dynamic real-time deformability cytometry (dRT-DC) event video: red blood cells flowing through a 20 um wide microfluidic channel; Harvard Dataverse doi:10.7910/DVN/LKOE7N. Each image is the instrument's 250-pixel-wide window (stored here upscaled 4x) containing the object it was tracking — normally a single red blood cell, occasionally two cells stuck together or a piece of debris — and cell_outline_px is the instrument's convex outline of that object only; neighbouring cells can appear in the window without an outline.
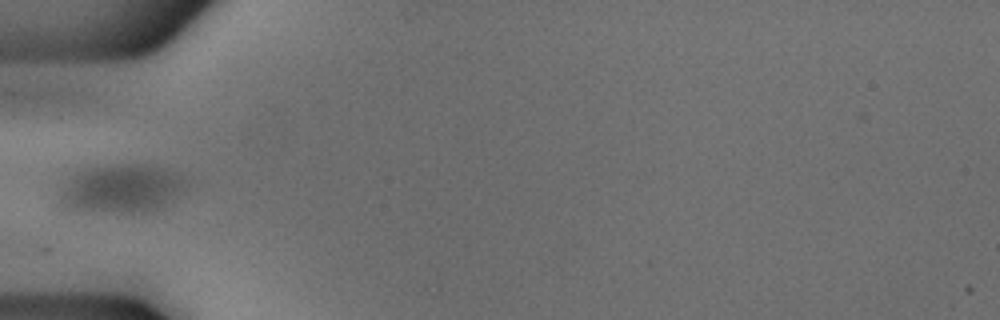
{"species": "common noctule bat (a hibernating species)", "species_latin": "Nyctalus noctula", "temperature_condition": "cold", "stored_images_in_passage": 5, "segment_of_instrument_passage": [1, 2], "camera_frame_rate_fps": 3000, "um_per_image_px": 0.085, "animal": {"sex": "male", "body_mass_g": 18.8}, "frame": {"image": 1, "passage_image": 1, "time_ms": 0.0, "image_size_px": [1000, 320], "cell_outline_px": [[188, 184], [164, 204], [148, 212], [72, 212], [64, 208], [64, 196], [72, 180], [96, 168], [164, 168]], "centroid_in_image_um": [10.36, 16.17], "position_along_channel_um": 74.6, "area_um2": 32.14}}